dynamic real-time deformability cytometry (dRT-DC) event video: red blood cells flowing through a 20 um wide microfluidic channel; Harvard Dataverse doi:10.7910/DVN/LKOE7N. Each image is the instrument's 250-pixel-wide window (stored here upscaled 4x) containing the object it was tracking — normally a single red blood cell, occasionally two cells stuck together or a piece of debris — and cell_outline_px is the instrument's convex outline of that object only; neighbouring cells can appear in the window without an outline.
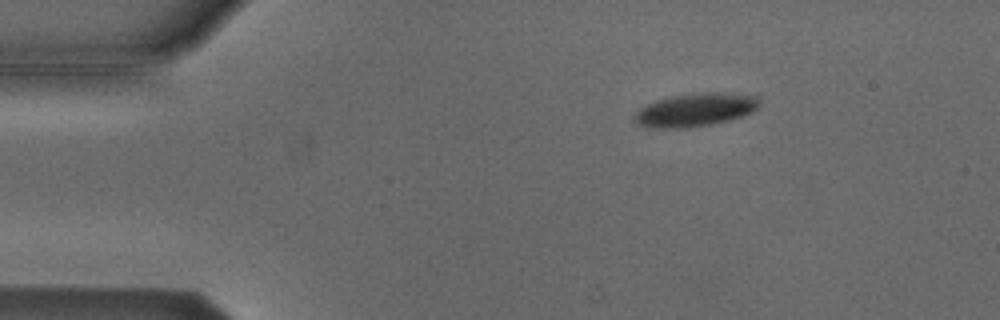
{"species": "Egyptian fruit bat (a non-hibernating species)", "species_latin": "Rousettus aegyptiacus", "temperature_condition": "cold", "stored_images_in_passage": 4, "camera_frame_rate_fps": 3000, "um_per_image_px": 0.085, "animal": {"sex": "male"}, "frame": {"image": 1, "passage_image": 2, "time_ms": 0.333, "image_size_px": [1000, 320], "cell_outline_px": [[760, 104], [752, 112], [728, 120], [712, 124], [688, 128], [656, 128], [636, 124], [632, 120], [632, 116], [640, 108], [656, 100], [672, 96], [704, 92], [728, 92], [760, 96]], "centroid_in_image_um": [59.1, 9.33], "position_along_channel_um": 25.9, "area_um2": 24.39}}